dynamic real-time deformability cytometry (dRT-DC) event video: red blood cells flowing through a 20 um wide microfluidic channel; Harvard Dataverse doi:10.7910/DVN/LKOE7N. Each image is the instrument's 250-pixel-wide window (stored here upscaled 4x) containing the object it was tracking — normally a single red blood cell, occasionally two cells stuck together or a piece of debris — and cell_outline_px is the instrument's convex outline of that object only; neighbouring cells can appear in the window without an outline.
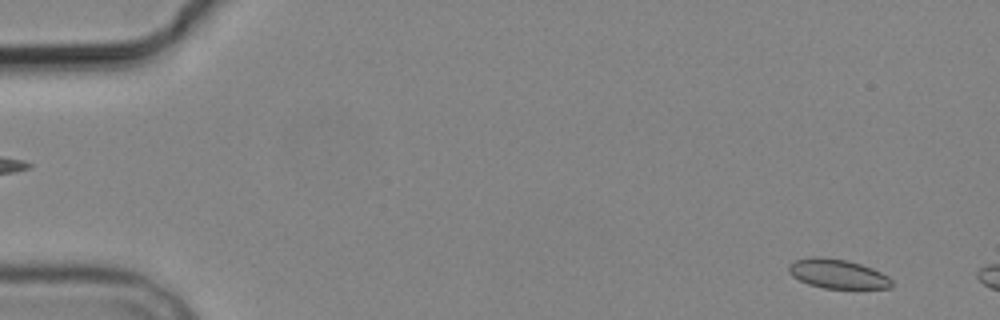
{"species": "common noctule bat (a hibernating species)", "species_latin": "Nyctalus noctula", "temperature_condition": "cold", "stored_images_in_passage": 3, "camera_frame_rate_fps": 3000, "um_per_image_px": 0.085, "animal": {"sex": "male", "body_mass_g": 19.2, "forearm_length_mm": 51.8}, "frame": {"image": 1, "passage_image": 1, "time_ms": 0.0, "image_size_px": [1000, 320], "cell_outline_px": [[892, 288], [824, 288], [808, 284], [792, 276], [788, 272], [788, 264], [796, 260], [808, 256], [820, 256], [848, 260], [872, 268], [888, 276], [892, 280]], "centroid_in_image_um": [71.17, 23.26], "position_along_channel_um": 13.8, "area_um2": 17.69}}